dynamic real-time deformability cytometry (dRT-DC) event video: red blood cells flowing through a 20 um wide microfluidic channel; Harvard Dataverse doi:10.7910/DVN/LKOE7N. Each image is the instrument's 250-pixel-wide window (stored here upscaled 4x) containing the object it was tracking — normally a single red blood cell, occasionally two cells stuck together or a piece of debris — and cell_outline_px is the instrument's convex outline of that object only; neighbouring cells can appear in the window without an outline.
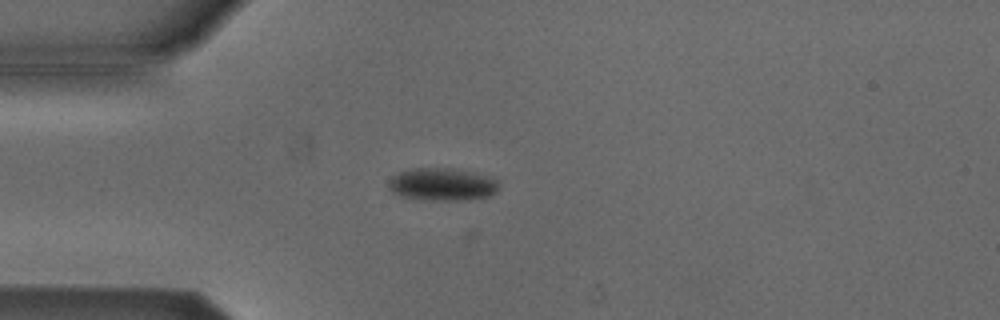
{"species": "Egyptian fruit bat (a non-hibernating species)", "species_latin": "Rousettus aegyptiacus", "temperature_condition": "cold", "stored_images_in_passage": 40, "camera_frame_rate_fps": 3000, "um_per_image_px": 0.085, "animal": {"sex": "male"}, "frame": {"image": 1, "passage_image": 15, "time_ms": 4.667, "image_size_px": [1000, 320], "cell_outline_px": [[496, 192], [488, 196], [460, 200], [424, 200], [400, 196], [392, 192], [388, 188], [388, 184], [392, 176], [400, 172], [412, 168], [452, 168], [484, 176], [496, 180]], "centroid_in_image_um": [37.49, 15.68], "position_along_channel_um": 47.5, "area_um2": 20.58}}
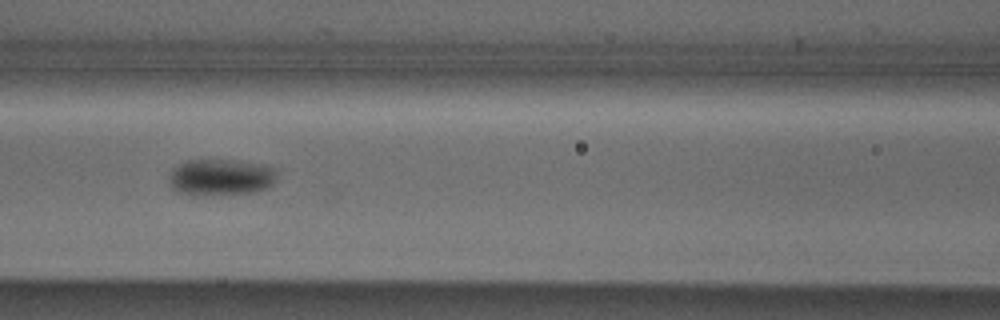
{"frame": {"image": 2, "passage_image": 24, "time_ms": 7.667, "image_size_px": [1000, 320], "cell_outline_px": [[276, 176], [272, 184], [256, 192], [196, 196], [192, 196], [176, 192], [172, 188], [168, 180], [168, 176], [172, 168], [188, 160], [236, 160], [264, 164], [272, 168], [276, 172]], "centroid_in_image_um": [18.7, 15.07], "position_along_channel_um": 147.9, "area_um2": 23.24}}
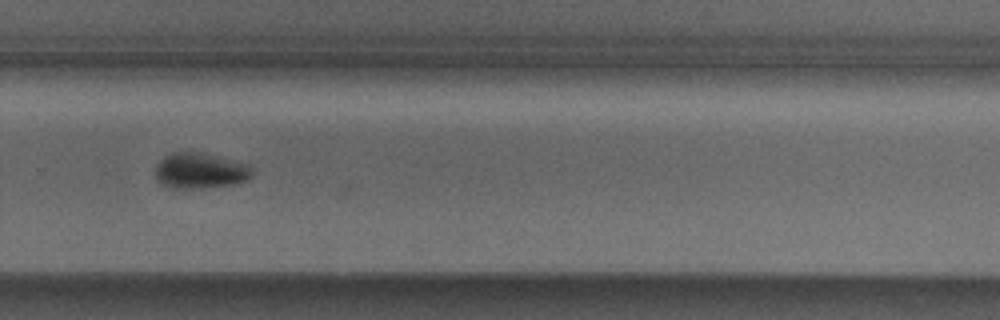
{"frame": {"image": 3, "passage_image": 37, "time_ms": 12.0, "image_size_px": [1000, 320], "cell_outline_px": [[252, 176], [248, 180], [236, 184], [200, 188], [172, 188], [160, 184], [156, 176], [156, 164], [164, 156], [172, 152], [192, 152], [212, 156], [248, 164], [252, 168]], "centroid_in_image_um": [17.0, 14.53], "position_along_channel_um": 312.8, "area_um2": 19.88}}